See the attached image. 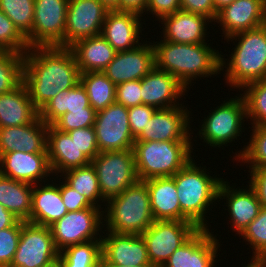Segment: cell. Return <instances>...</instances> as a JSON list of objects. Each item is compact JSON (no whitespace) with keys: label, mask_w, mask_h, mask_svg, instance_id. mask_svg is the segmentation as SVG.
I'll return each mask as SVG.
<instances>
[{"label":"cell","mask_w":266,"mask_h":267,"mask_svg":"<svg viewBox=\"0 0 266 267\" xmlns=\"http://www.w3.org/2000/svg\"><path fill=\"white\" fill-rule=\"evenodd\" d=\"M80 75L68 47H32L24 54L23 82L38 111L60 91L76 86Z\"/></svg>","instance_id":"1"},{"label":"cell","mask_w":266,"mask_h":267,"mask_svg":"<svg viewBox=\"0 0 266 267\" xmlns=\"http://www.w3.org/2000/svg\"><path fill=\"white\" fill-rule=\"evenodd\" d=\"M152 44L155 67L176 77L186 89L190 90L189 84L192 86L198 78L221 74V54L208 43L180 44L160 40Z\"/></svg>","instance_id":"2"},{"label":"cell","mask_w":266,"mask_h":267,"mask_svg":"<svg viewBox=\"0 0 266 267\" xmlns=\"http://www.w3.org/2000/svg\"><path fill=\"white\" fill-rule=\"evenodd\" d=\"M172 178L175 181L181 208V221H190L198 229H209V223L206 220L209 216L205 215L209 212L210 205L219 203L217 201L219 187L225 179L216 176L213 178L206 166L198 167L194 158Z\"/></svg>","instance_id":"3"},{"label":"cell","mask_w":266,"mask_h":267,"mask_svg":"<svg viewBox=\"0 0 266 267\" xmlns=\"http://www.w3.org/2000/svg\"><path fill=\"white\" fill-rule=\"evenodd\" d=\"M226 39L227 42L235 40L236 46L232 48L233 51L229 55V59L221 55V71H225L223 75L226 80L225 83L231 88H239L241 90L251 82L265 79L266 24L254 29L238 32Z\"/></svg>","instance_id":"4"},{"label":"cell","mask_w":266,"mask_h":267,"mask_svg":"<svg viewBox=\"0 0 266 267\" xmlns=\"http://www.w3.org/2000/svg\"><path fill=\"white\" fill-rule=\"evenodd\" d=\"M103 205V231L141 235L154 222L145 181L138 180Z\"/></svg>","instance_id":"5"},{"label":"cell","mask_w":266,"mask_h":267,"mask_svg":"<svg viewBox=\"0 0 266 267\" xmlns=\"http://www.w3.org/2000/svg\"><path fill=\"white\" fill-rule=\"evenodd\" d=\"M191 141H135V157L138 179L172 177L193 157ZM193 145V146H192Z\"/></svg>","instance_id":"6"},{"label":"cell","mask_w":266,"mask_h":267,"mask_svg":"<svg viewBox=\"0 0 266 267\" xmlns=\"http://www.w3.org/2000/svg\"><path fill=\"white\" fill-rule=\"evenodd\" d=\"M240 95L225 100L226 102L217 105L207 117H204L197 135L206 145L224 148L228 143L237 140L245 131L243 129L246 128L242 126L246 121L244 119H247L246 103L243 95Z\"/></svg>","instance_id":"7"},{"label":"cell","mask_w":266,"mask_h":267,"mask_svg":"<svg viewBox=\"0 0 266 267\" xmlns=\"http://www.w3.org/2000/svg\"><path fill=\"white\" fill-rule=\"evenodd\" d=\"M95 168L102 198L107 201L137 182L133 148L99 152L90 162Z\"/></svg>","instance_id":"8"},{"label":"cell","mask_w":266,"mask_h":267,"mask_svg":"<svg viewBox=\"0 0 266 267\" xmlns=\"http://www.w3.org/2000/svg\"><path fill=\"white\" fill-rule=\"evenodd\" d=\"M103 228V210L99 207L67 212L50 226L55 246L59 252L72 245L101 240V235L104 233Z\"/></svg>","instance_id":"9"},{"label":"cell","mask_w":266,"mask_h":267,"mask_svg":"<svg viewBox=\"0 0 266 267\" xmlns=\"http://www.w3.org/2000/svg\"><path fill=\"white\" fill-rule=\"evenodd\" d=\"M198 228L190 221L154 220L141 234L151 265L162 267L173 252L186 242Z\"/></svg>","instance_id":"10"},{"label":"cell","mask_w":266,"mask_h":267,"mask_svg":"<svg viewBox=\"0 0 266 267\" xmlns=\"http://www.w3.org/2000/svg\"><path fill=\"white\" fill-rule=\"evenodd\" d=\"M50 227L22 221L21 235L9 267H48L58 261Z\"/></svg>","instance_id":"11"},{"label":"cell","mask_w":266,"mask_h":267,"mask_svg":"<svg viewBox=\"0 0 266 267\" xmlns=\"http://www.w3.org/2000/svg\"><path fill=\"white\" fill-rule=\"evenodd\" d=\"M69 0H35L32 47H64Z\"/></svg>","instance_id":"12"},{"label":"cell","mask_w":266,"mask_h":267,"mask_svg":"<svg viewBox=\"0 0 266 267\" xmlns=\"http://www.w3.org/2000/svg\"><path fill=\"white\" fill-rule=\"evenodd\" d=\"M128 117V108L117 102L96 112L94 129L99 152L133 148L135 138Z\"/></svg>","instance_id":"13"},{"label":"cell","mask_w":266,"mask_h":267,"mask_svg":"<svg viewBox=\"0 0 266 267\" xmlns=\"http://www.w3.org/2000/svg\"><path fill=\"white\" fill-rule=\"evenodd\" d=\"M109 11L100 0H69L64 47L80 39L100 35Z\"/></svg>","instance_id":"14"},{"label":"cell","mask_w":266,"mask_h":267,"mask_svg":"<svg viewBox=\"0 0 266 267\" xmlns=\"http://www.w3.org/2000/svg\"><path fill=\"white\" fill-rule=\"evenodd\" d=\"M182 105L157 109L135 141H192L191 111Z\"/></svg>","instance_id":"15"},{"label":"cell","mask_w":266,"mask_h":267,"mask_svg":"<svg viewBox=\"0 0 266 267\" xmlns=\"http://www.w3.org/2000/svg\"><path fill=\"white\" fill-rule=\"evenodd\" d=\"M148 42L144 40L136 48L117 52L103 73L115 85L141 80L155 67L154 47L152 42Z\"/></svg>","instance_id":"16"},{"label":"cell","mask_w":266,"mask_h":267,"mask_svg":"<svg viewBox=\"0 0 266 267\" xmlns=\"http://www.w3.org/2000/svg\"><path fill=\"white\" fill-rule=\"evenodd\" d=\"M213 233L209 229H198L162 267H214L220 242Z\"/></svg>","instance_id":"17"},{"label":"cell","mask_w":266,"mask_h":267,"mask_svg":"<svg viewBox=\"0 0 266 267\" xmlns=\"http://www.w3.org/2000/svg\"><path fill=\"white\" fill-rule=\"evenodd\" d=\"M105 233V236L101 237V264L151 265L146 244L141 235L117 234L110 231Z\"/></svg>","instance_id":"18"},{"label":"cell","mask_w":266,"mask_h":267,"mask_svg":"<svg viewBox=\"0 0 266 267\" xmlns=\"http://www.w3.org/2000/svg\"><path fill=\"white\" fill-rule=\"evenodd\" d=\"M0 174L31 185L47 182L53 173L48 153H26L12 151L0 155ZM46 181H45V180Z\"/></svg>","instance_id":"19"},{"label":"cell","mask_w":266,"mask_h":267,"mask_svg":"<svg viewBox=\"0 0 266 267\" xmlns=\"http://www.w3.org/2000/svg\"><path fill=\"white\" fill-rule=\"evenodd\" d=\"M223 31L224 40L242 31L266 24V0H234L221 9L215 19Z\"/></svg>","instance_id":"20"},{"label":"cell","mask_w":266,"mask_h":267,"mask_svg":"<svg viewBox=\"0 0 266 267\" xmlns=\"http://www.w3.org/2000/svg\"><path fill=\"white\" fill-rule=\"evenodd\" d=\"M141 88V104L156 109L181 105L179 100H182L181 97L186 95L187 91L176 77L156 67L141 79Z\"/></svg>","instance_id":"21"},{"label":"cell","mask_w":266,"mask_h":267,"mask_svg":"<svg viewBox=\"0 0 266 267\" xmlns=\"http://www.w3.org/2000/svg\"><path fill=\"white\" fill-rule=\"evenodd\" d=\"M143 15L133 11L110 10L103 23L101 34L116 50L126 51L141 44ZM141 33V34H140Z\"/></svg>","instance_id":"22"},{"label":"cell","mask_w":266,"mask_h":267,"mask_svg":"<svg viewBox=\"0 0 266 267\" xmlns=\"http://www.w3.org/2000/svg\"><path fill=\"white\" fill-rule=\"evenodd\" d=\"M159 21L163 24L162 39L180 44L206 43L208 26L213 22L204 15L181 9L163 16Z\"/></svg>","instance_id":"23"},{"label":"cell","mask_w":266,"mask_h":267,"mask_svg":"<svg viewBox=\"0 0 266 267\" xmlns=\"http://www.w3.org/2000/svg\"><path fill=\"white\" fill-rule=\"evenodd\" d=\"M247 186L246 189L239 187L235 189L236 186H230L229 182L223 180L219 187L218 199H226L224 206L226 204L230 216L228 219L236 235H240L257 217L261 208L255 191L249 184Z\"/></svg>","instance_id":"24"},{"label":"cell","mask_w":266,"mask_h":267,"mask_svg":"<svg viewBox=\"0 0 266 267\" xmlns=\"http://www.w3.org/2000/svg\"><path fill=\"white\" fill-rule=\"evenodd\" d=\"M48 125L39 117L30 124L0 128V155L12 151L48 153Z\"/></svg>","instance_id":"25"},{"label":"cell","mask_w":266,"mask_h":267,"mask_svg":"<svg viewBox=\"0 0 266 267\" xmlns=\"http://www.w3.org/2000/svg\"><path fill=\"white\" fill-rule=\"evenodd\" d=\"M47 152L50 168L57 180V175L90 164V160L78 149L74 139L68 133L48 125ZM59 178V179H58Z\"/></svg>","instance_id":"26"},{"label":"cell","mask_w":266,"mask_h":267,"mask_svg":"<svg viewBox=\"0 0 266 267\" xmlns=\"http://www.w3.org/2000/svg\"><path fill=\"white\" fill-rule=\"evenodd\" d=\"M51 181L33 185L30 223L50 227L68 212L61 198L60 183Z\"/></svg>","instance_id":"27"},{"label":"cell","mask_w":266,"mask_h":267,"mask_svg":"<svg viewBox=\"0 0 266 267\" xmlns=\"http://www.w3.org/2000/svg\"><path fill=\"white\" fill-rule=\"evenodd\" d=\"M38 117L39 111L24 82L12 91L0 94V128L30 124Z\"/></svg>","instance_id":"28"},{"label":"cell","mask_w":266,"mask_h":267,"mask_svg":"<svg viewBox=\"0 0 266 267\" xmlns=\"http://www.w3.org/2000/svg\"><path fill=\"white\" fill-rule=\"evenodd\" d=\"M68 48L81 73L103 72L117 53L102 35L80 39Z\"/></svg>","instance_id":"29"},{"label":"cell","mask_w":266,"mask_h":267,"mask_svg":"<svg viewBox=\"0 0 266 267\" xmlns=\"http://www.w3.org/2000/svg\"><path fill=\"white\" fill-rule=\"evenodd\" d=\"M147 184L154 220L181 221V208L172 177L152 178Z\"/></svg>","instance_id":"30"},{"label":"cell","mask_w":266,"mask_h":267,"mask_svg":"<svg viewBox=\"0 0 266 267\" xmlns=\"http://www.w3.org/2000/svg\"><path fill=\"white\" fill-rule=\"evenodd\" d=\"M92 108L84 86L79 82L71 89L60 91L39 110V118L47 125H52L66 112Z\"/></svg>","instance_id":"31"},{"label":"cell","mask_w":266,"mask_h":267,"mask_svg":"<svg viewBox=\"0 0 266 267\" xmlns=\"http://www.w3.org/2000/svg\"><path fill=\"white\" fill-rule=\"evenodd\" d=\"M33 185L0 174V204L19 220L30 222Z\"/></svg>","instance_id":"32"},{"label":"cell","mask_w":266,"mask_h":267,"mask_svg":"<svg viewBox=\"0 0 266 267\" xmlns=\"http://www.w3.org/2000/svg\"><path fill=\"white\" fill-rule=\"evenodd\" d=\"M80 82L96 112L116 102V85L103 72L81 73Z\"/></svg>","instance_id":"33"},{"label":"cell","mask_w":266,"mask_h":267,"mask_svg":"<svg viewBox=\"0 0 266 267\" xmlns=\"http://www.w3.org/2000/svg\"><path fill=\"white\" fill-rule=\"evenodd\" d=\"M63 176V177H62ZM74 190L87 197V199L96 207H100L106 201L102 198V194L98 184V177L95 168L89 165L70 169L60 175ZM102 201V202H100Z\"/></svg>","instance_id":"34"},{"label":"cell","mask_w":266,"mask_h":267,"mask_svg":"<svg viewBox=\"0 0 266 267\" xmlns=\"http://www.w3.org/2000/svg\"><path fill=\"white\" fill-rule=\"evenodd\" d=\"M101 260V240L69 246L58 256L62 267H101Z\"/></svg>","instance_id":"35"},{"label":"cell","mask_w":266,"mask_h":267,"mask_svg":"<svg viewBox=\"0 0 266 267\" xmlns=\"http://www.w3.org/2000/svg\"><path fill=\"white\" fill-rule=\"evenodd\" d=\"M35 0H0V10L14 23L31 48Z\"/></svg>","instance_id":"36"},{"label":"cell","mask_w":266,"mask_h":267,"mask_svg":"<svg viewBox=\"0 0 266 267\" xmlns=\"http://www.w3.org/2000/svg\"><path fill=\"white\" fill-rule=\"evenodd\" d=\"M245 89V90H244ZM241 91L251 126L266 125V78L245 85Z\"/></svg>","instance_id":"37"},{"label":"cell","mask_w":266,"mask_h":267,"mask_svg":"<svg viewBox=\"0 0 266 267\" xmlns=\"http://www.w3.org/2000/svg\"><path fill=\"white\" fill-rule=\"evenodd\" d=\"M247 145L238 151L233 158L247 163L249 168H266V125L252 126Z\"/></svg>","instance_id":"38"},{"label":"cell","mask_w":266,"mask_h":267,"mask_svg":"<svg viewBox=\"0 0 266 267\" xmlns=\"http://www.w3.org/2000/svg\"><path fill=\"white\" fill-rule=\"evenodd\" d=\"M24 55L0 49V94L12 91L23 82Z\"/></svg>","instance_id":"39"},{"label":"cell","mask_w":266,"mask_h":267,"mask_svg":"<svg viewBox=\"0 0 266 267\" xmlns=\"http://www.w3.org/2000/svg\"><path fill=\"white\" fill-rule=\"evenodd\" d=\"M243 237L253 251L251 258L266 259V207H261L257 217L243 230Z\"/></svg>","instance_id":"40"},{"label":"cell","mask_w":266,"mask_h":267,"mask_svg":"<svg viewBox=\"0 0 266 267\" xmlns=\"http://www.w3.org/2000/svg\"><path fill=\"white\" fill-rule=\"evenodd\" d=\"M0 49L25 54L30 48L26 38L0 10Z\"/></svg>","instance_id":"41"},{"label":"cell","mask_w":266,"mask_h":267,"mask_svg":"<svg viewBox=\"0 0 266 267\" xmlns=\"http://www.w3.org/2000/svg\"><path fill=\"white\" fill-rule=\"evenodd\" d=\"M96 111L93 108H84V110H77L66 112L58 118L52 126L61 131L69 132L74 129H81L94 126Z\"/></svg>","instance_id":"42"},{"label":"cell","mask_w":266,"mask_h":267,"mask_svg":"<svg viewBox=\"0 0 266 267\" xmlns=\"http://www.w3.org/2000/svg\"><path fill=\"white\" fill-rule=\"evenodd\" d=\"M22 220L12 227L0 230V264L10 266L21 235Z\"/></svg>","instance_id":"43"},{"label":"cell","mask_w":266,"mask_h":267,"mask_svg":"<svg viewBox=\"0 0 266 267\" xmlns=\"http://www.w3.org/2000/svg\"><path fill=\"white\" fill-rule=\"evenodd\" d=\"M72 139H74L75 144L78 149L90 160L92 161L95 156L99 153L96 133L94 126L74 129L67 132Z\"/></svg>","instance_id":"44"},{"label":"cell","mask_w":266,"mask_h":267,"mask_svg":"<svg viewBox=\"0 0 266 267\" xmlns=\"http://www.w3.org/2000/svg\"><path fill=\"white\" fill-rule=\"evenodd\" d=\"M141 80L116 85V102L126 108L141 105Z\"/></svg>","instance_id":"45"},{"label":"cell","mask_w":266,"mask_h":267,"mask_svg":"<svg viewBox=\"0 0 266 267\" xmlns=\"http://www.w3.org/2000/svg\"><path fill=\"white\" fill-rule=\"evenodd\" d=\"M157 109L145 104L128 108V121L133 137L136 139Z\"/></svg>","instance_id":"46"},{"label":"cell","mask_w":266,"mask_h":267,"mask_svg":"<svg viewBox=\"0 0 266 267\" xmlns=\"http://www.w3.org/2000/svg\"><path fill=\"white\" fill-rule=\"evenodd\" d=\"M61 198L68 212L82 210L84 208L96 207L86 196L73 189L64 179L60 182Z\"/></svg>","instance_id":"47"},{"label":"cell","mask_w":266,"mask_h":267,"mask_svg":"<svg viewBox=\"0 0 266 267\" xmlns=\"http://www.w3.org/2000/svg\"><path fill=\"white\" fill-rule=\"evenodd\" d=\"M181 9L180 0H147L145 14H152L161 19L163 16L173 14Z\"/></svg>","instance_id":"48"},{"label":"cell","mask_w":266,"mask_h":267,"mask_svg":"<svg viewBox=\"0 0 266 267\" xmlns=\"http://www.w3.org/2000/svg\"><path fill=\"white\" fill-rule=\"evenodd\" d=\"M181 10L197 13L215 21L217 12L213 0H180Z\"/></svg>","instance_id":"49"},{"label":"cell","mask_w":266,"mask_h":267,"mask_svg":"<svg viewBox=\"0 0 266 267\" xmlns=\"http://www.w3.org/2000/svg\"><path fill=\"white\" fill-rule=\"evenodd\" d=\"M249 186L255 191L261 207H266V168H249Z\"/></svg>","instance_id":"50"},{"label":"cell","mask_w":266,"mask_h":267,"mask_svg":"<svg viewBox=\"0 0 266 267\" xmlns=\"http://www.w3.org/2000/svg\"><path fill=\"white\" fill-rule=\"evenodd\" d=\"M147 0H120V10L133 11L144 15Z\"/></svg>","instance_id":"51"},{"label":"cell","mask_w":266,"mask_h":267,"mask_svg":"<svg viewBox=\"0 0 266 267\" xmlns=\"http://www.w3.org/2000/svg\"><path fill=\"white\" fill-rule=\"evenodd\" d=\"M19 219L0 204V230L12 227Z\"/></svg>","instance_id":"52"},{"label":"cell","mask_w":266,"mask_h":267,"mask_svg":"<svg viewBox=\"0 0 266 267\" xmlns=\"http://www.w3.org/2000/svg\"><path fill=\"white\" fill-rule=\"evenodd\" d=\"M109 10H120V0H100Z\"/></svg>","instance_id":"53"},{"label":"cell","mask_w":266,"mask_h":267,"mask_svg":"<svg viewBox=\"0 0 266 267\" xmlns=\"http://www.w3.org/2000/svg\"><path fill=\"white\" fill-rule=\"evenodd\" d=\"M234 0H213L216 12L218 13L224 7L230 5Z\"/></svg>","instance_id":"54"},{"label":"cell","mask_w":266,"mask_h":267,"mask_svg":"<svg viewBox=\"0 0 266 267\" xmlns=\"http://www.w3.org/2000/svg\"><path fill=\"white\" fill-rule=\"evenodd\" d=\"M101 267H156L154 265H143V266H131V265H114V264H101Z\"/></svg>","instance_id":"55"},{"label":"cell","mask_w":266,"mask_h":267,"mask_svg":"<svg viewBox=\"0 0 266 267\" xmlns=\"http://www.w3.org/2000/svg\"><path fill=\"white\" fill-rule=\"evenodd\" d=\"M249 262L248 264H244L245 266L243 267H257V259L252 258Z\"/></svg>","instance_id":"56"},{"label":"cell","mask_w":266,"mask_h":267,"mask_svg":"<svg viewBox=\"0 0 266 267\" xmlns=\"http://www.w3.org/2000/svg\"><path fill=\"white\" fill-rule=\"evenodd\" d=\"M257 267H266V259H257Z\"/></svg>","instance_id":"57"},{"label":"cell","mask_w":266,"mask_h":267,"mask_svg":"<svg viewBox=\"0 0 266 267\" xmlns=\"http://www.w3.org/2000/svg\"><path fill=\"white\" fill-rule=\"evenodd\" d=\"M48 267H62L61 264L59 263V261L54 262L53 264H51Z\"/></svg>","instance_id":"58"}]
</instances>
